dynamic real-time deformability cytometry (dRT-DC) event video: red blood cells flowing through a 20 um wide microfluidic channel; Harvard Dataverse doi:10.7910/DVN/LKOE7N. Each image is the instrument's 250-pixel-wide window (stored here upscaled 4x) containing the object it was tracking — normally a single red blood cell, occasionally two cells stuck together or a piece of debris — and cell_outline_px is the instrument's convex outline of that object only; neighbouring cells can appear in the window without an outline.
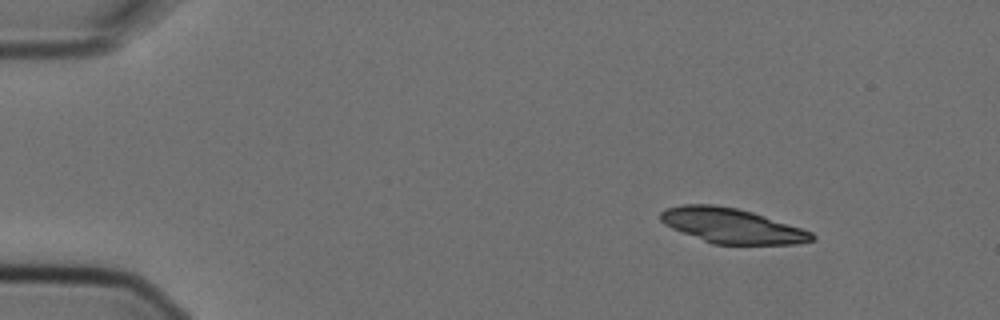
{"species": "Egyptian fruit bat (a non-hibernating species)", "species_latin": "Rousettus aegyptiacus", "temperature_condition": "cold", "stored_images_in_passage": 5, "camera_frame_rate_fps": 3000, "um_per_image_px": 0.085, "animal": {"sex": "female"}, "frame": {"image": 1, "passage_image": 1, "time_ms": 0.0, "image_size_px": [1000, 320], "cell_outline_px": [[816, 236], [812, 240], [796, 244], [712, 244], [672, 228], [664, 224], [660, 220], [660, 212], [664, 208], [680, 204], [712, 204], [736, 208], [752, 212], [812, 232]], "centroid_in_image_um": [62.14, 19.18], "position_along_channel_um": 22.9, "area_um2": 30.58}}